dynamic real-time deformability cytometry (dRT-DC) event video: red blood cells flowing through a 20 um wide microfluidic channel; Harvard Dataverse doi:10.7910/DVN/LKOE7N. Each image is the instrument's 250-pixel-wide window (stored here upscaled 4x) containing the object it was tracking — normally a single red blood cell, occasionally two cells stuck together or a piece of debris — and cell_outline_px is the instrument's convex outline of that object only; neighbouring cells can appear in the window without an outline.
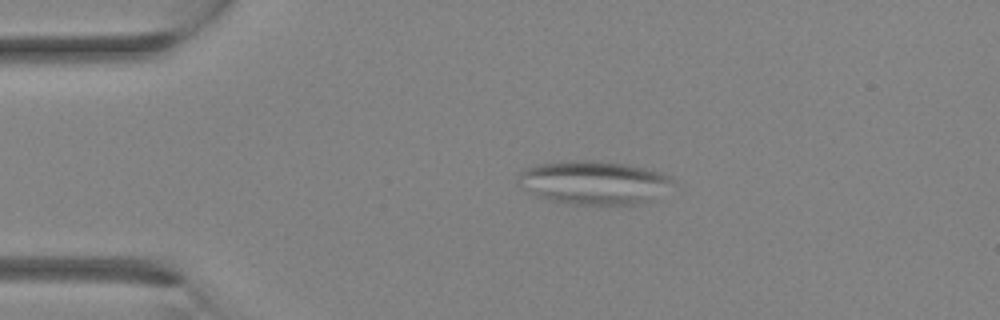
{"species": "Egyptian fruit bat (a non-hibernating species)", "species_latin": "Rousettus aegyptiacus", "temperature_condition": "room temperature", "stored_images_in_passage": 33, "camera_frame_rate_fps": 3000, "um_per_image_px": 0.085, "animal": {"sex": "female"}, "frame": {"image": 1, "passage_image": 7, "time_ms": 2.0, "image_size_px": [1000, 320], "cell_outline_px": [[672, 180], [652, 200], [640, 204], [568, 204], [548, 200], [528, 192], [520, 188], [516, 184], [516, 180], [520, 172], [524, 168], [540, 164], [576, 160], [596, 160], [628, 164], [660, 172], [672, 176]], "centroid_in_image_um": [50.38, 15.51], "position_along_channel_um": 34.6, "area_um2": 39.13}}
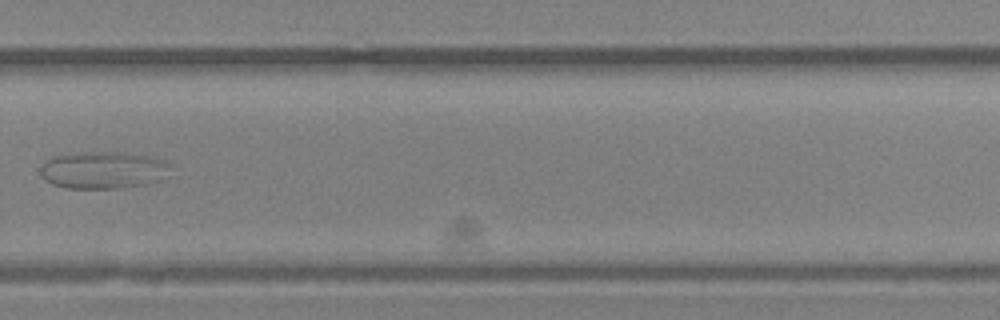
{"frame": {"image": 2, "passage_image": 23, "time_ms": 7.333, "image_size_px": [1000, 320], "cell_outline_px": [[172, 164], [164, 180], [148, 184], [124, 188], [68, 188], [52, 184], [44, 180], [40, 176], [40, 164], [44, 160], [52, 156], [84, 152], [124, 152], [148, 156], [164, 160]], "centroid_in_image_um": [8.78, 14.46], "position_along_channel_um": 321.0, "area_um2": 28.78}}
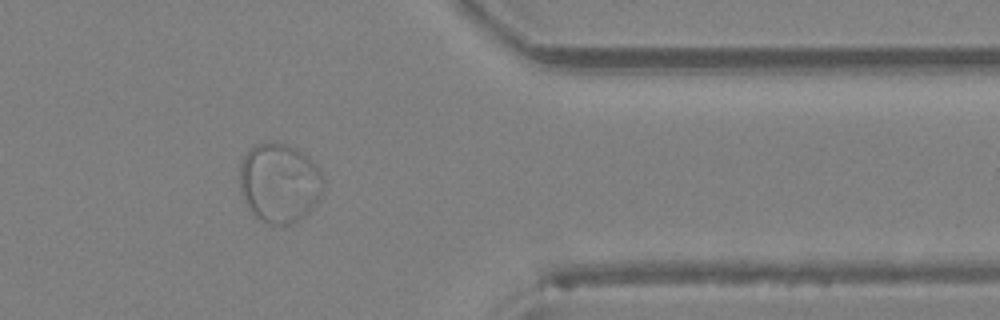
{"frame": {"image": 3, "passage_image": 27, "time_ms": 8.667, "image_size_px": [1000, 320], "cell_outline_px": [[324, 184], [316, 200], [308, 212], [304, 216], [292, 224], [268, 224], [260, 220], [252, 212], [240, 188], [240, 164], [244, 156], [256, 144], [268, 140], [284, 144], [296, 148], [308, 156], [320, 168], [324, 180]], "centroid_in_image_um": [23.76, 15.51], "position_along_channel_um": 387.6, "area_um2": 38.49}}